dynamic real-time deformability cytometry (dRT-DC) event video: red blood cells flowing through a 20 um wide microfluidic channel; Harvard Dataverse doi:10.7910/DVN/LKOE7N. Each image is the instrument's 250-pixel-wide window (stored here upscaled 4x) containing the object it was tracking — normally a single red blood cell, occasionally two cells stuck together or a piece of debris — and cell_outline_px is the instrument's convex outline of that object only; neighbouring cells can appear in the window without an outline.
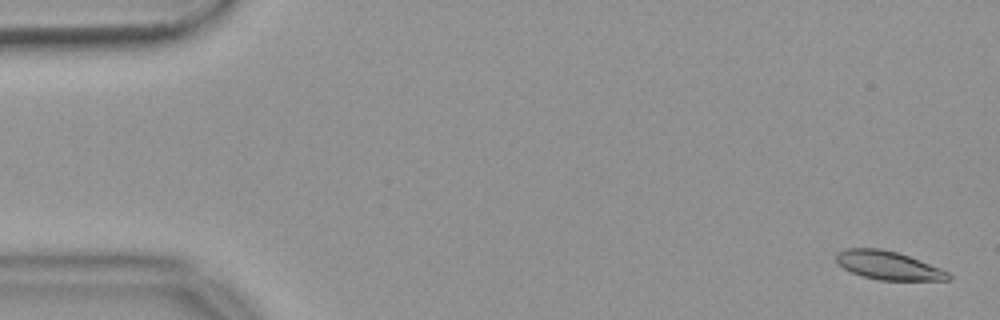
{"species": "common noctule bat (a hibernating species)", "species_latin": "Nyctalus noctula", "temperature_condition": "warm", "stored_images_in_passage": 55, "camera_frame_rate_fps": 3000, "um_per_image_px": 0.085, "animal": {"sex": "female", "body_mass_g": 18.4}, "frame": {"image": 1, "passage_image": 2, "time_ms": 0.333, "image_size_px": [1000, 320], "cell_outline_px": [[952, 280], [880, 280], [864, 276], [852, 272], [836, 264], [836, 252], [844, 248], [880, 248], [896, 252], [908, 256], [940, 268], [948, 272], [952, 276]], "centroid_in_image_um": [75.48, 22.55], "position_along_channel_um": 9.5, "area_um2": 18.55}}
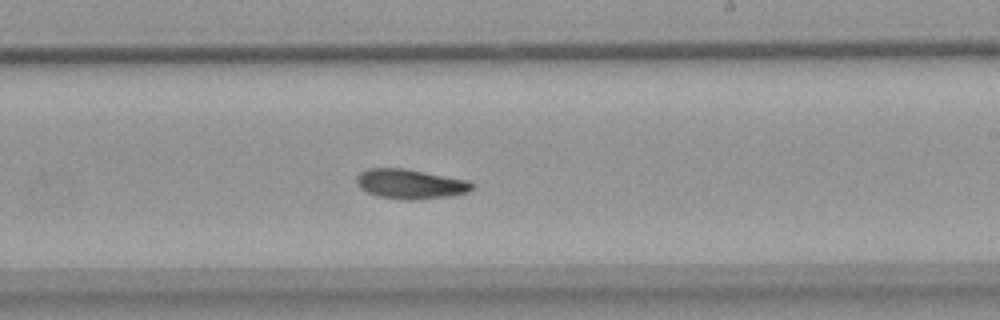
{"frame": {"image": 2, "passage_image": 33, "time_ms": 10.667, "image_size_px": [1000, 320], "cell_outline_px": [[476, 184], [468, 192], [448, 196], [416, 200], [404, 200], [376, 196], [360, 188], [356, 180], [356, 176], [360, 172], [368, 168], [404, 168], [468, 180]], "centroid_in_image_um": [34.87, 15.64], "position_along_channel_um": 254.1, "area_um2": 20.06}}
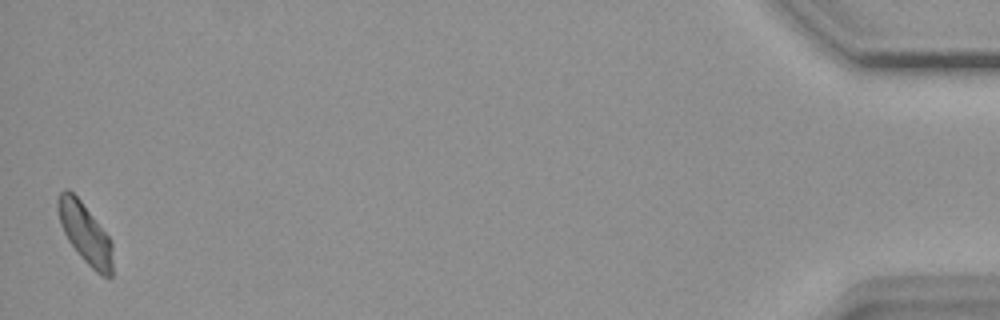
{"frame": {"image": 3, "passage_image": 55, "time_ms": 18.0, "image_size_px": [1000, 320], "cell_outline_px": [[112, 276], [108, 280], [100, 276], [80, 256], [68, 240], [60, 224], [56, 208], [56, 200], [60, 192], [64, 188], [68, 188], [80, 200], [108, 236], [112, 244]], "centroid_in_image_um": [7.22, 19.84], "position_along_channel_um": 428.0, "area_um2": 19.25}, "authors_computed_cell_mechanics": {"area_um2": 19.4208, "velocity_mm_per_s": 3.6389, "shape_relaxation_time_tau1_ms": null, "shape_relaxation_time_tau2_ms": 3.6012, "deformation_change_tau1": null, "deformation_change_tau2": 0.0869}}